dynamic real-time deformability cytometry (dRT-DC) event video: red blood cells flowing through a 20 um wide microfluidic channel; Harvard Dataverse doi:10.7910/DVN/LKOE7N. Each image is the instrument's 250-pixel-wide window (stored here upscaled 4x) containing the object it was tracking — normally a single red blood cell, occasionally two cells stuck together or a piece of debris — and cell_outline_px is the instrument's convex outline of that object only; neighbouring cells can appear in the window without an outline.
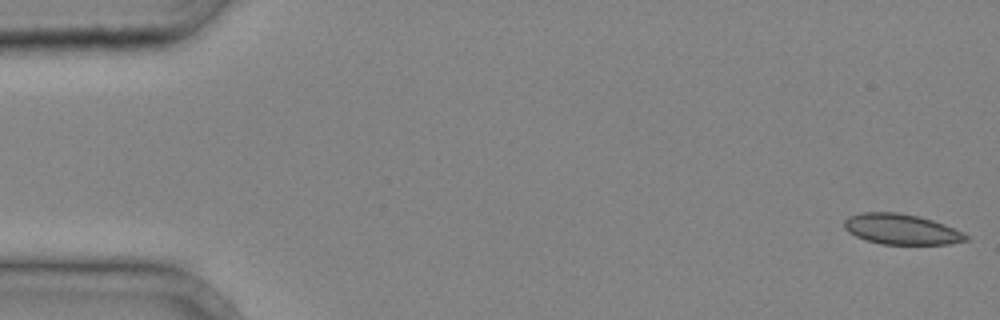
{"species": "common noctule bat (a hibernating species)", "species_latin": "Nyctalus noctula", "temperature_condition": "cold", "stored_images_in_passage": 9, "camera_frame_rate_fps": 3000, "um_per_image_px": 0.085, "animal": {"sex": "male", "body_mass_g": 20.4}, "frame": {"image": 1, "passage_image": 1, "time_ms": 0.0, "image_size_px": [1000, 320], "cell_outline_px": [[968, 240], [952, 244], [880, 244], [856, 236], [848, 232], [844, 228], [844, 220], [848, 216], [860, 212], [896, 212], [920, 216], [944, 224], [964, 232], [968, 236]], "centroid_in_image_um": [76.62, 19.48], "position_along_channel_um": 8.4, "area_um2": 21.73}}